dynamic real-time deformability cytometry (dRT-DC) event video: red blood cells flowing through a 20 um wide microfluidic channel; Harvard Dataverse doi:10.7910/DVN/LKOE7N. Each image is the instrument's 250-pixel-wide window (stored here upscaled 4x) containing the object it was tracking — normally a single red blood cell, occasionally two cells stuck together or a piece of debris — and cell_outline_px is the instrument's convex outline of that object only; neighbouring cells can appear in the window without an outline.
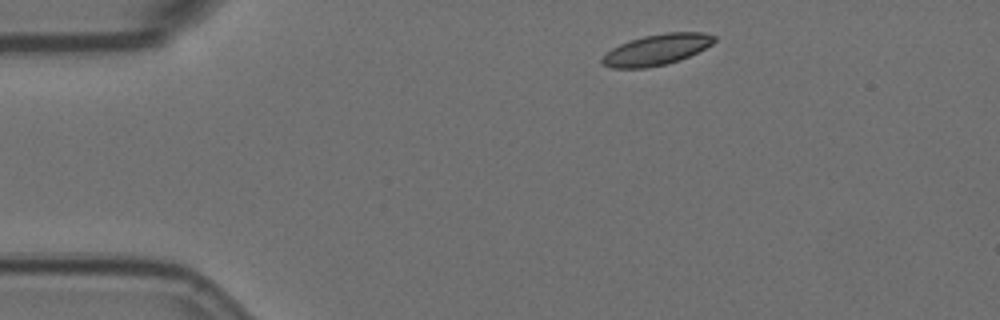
{"species": "Egyptian fruit bat (a non-hibernating species)", "species_latin": "Rousettus aegyptiacus", "temperature_condition": "room temperature", "stored_images_in_passage": 3, "camera_frame_rate_fps": 3000, "um_per_image_px": 0.085, "animal": {"sex": "female"}, "frame": {"image": 1, "passage_image": 1, "time_ms": 0.0, "image_size_px": [1000, 320], "cell_outline_px": [[716, 40], [712, 44], [680, 60], [664, 64], [644, 68], [612, 68], [604, 64], [600, 60], [612, 48], [620, 44], [644, 36], [664, 32], [704, 32], [716, 36]], "centroid_in_image_um": [55.84, 4.21], "position_along_channel_um": 29.2, "area_um2": 19.88}}